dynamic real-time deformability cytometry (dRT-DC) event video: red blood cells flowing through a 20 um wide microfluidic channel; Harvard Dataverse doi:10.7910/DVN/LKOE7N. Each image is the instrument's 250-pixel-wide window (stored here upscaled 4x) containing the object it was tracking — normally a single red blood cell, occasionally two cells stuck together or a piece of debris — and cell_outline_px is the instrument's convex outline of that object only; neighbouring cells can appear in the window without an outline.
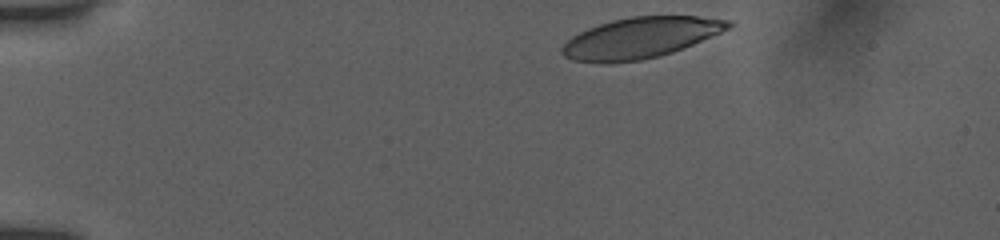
{"species": "human", "species_latin": "Homo sapiens", "temperature_condition": "room temperature", "stored_images_in_passage": 37, "camera_frame_rate_fps": 3000, "um_per_image_px": 0.085, "donor": {"sex": "female"}, "frame": {"image": 1, "passage_image": 1, "time_ms": 0.0, "image_size_px": [1000, 240], "cell_outline_px": [[736, 24], [720, 32], [692, 44], [672, 52], [660, 56], [640, 60], [608, 64], [572, 60], [564, 56], [560, 52], [560, 48], [572, 36], [588, 28], [612, 20], [632, 16], [696, 16], [732, 20]], "centroid_in_image_um": [54.41, 3.22], "position_along_channel_um": 30.6, "area_um2": 39.48}}
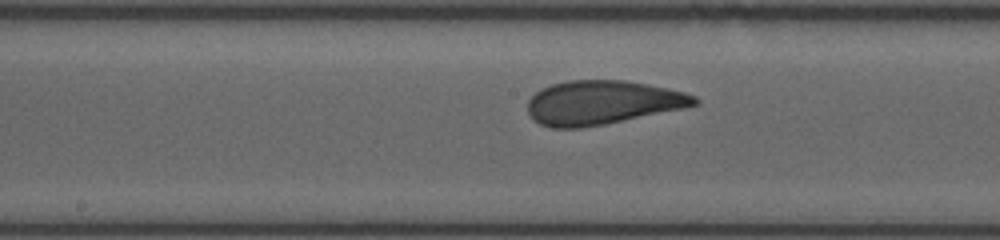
{"frame": {"image": 2, "passage_image": 20, "time_ms": 6.333, "image_size_px": [1000, 240], "cell_outline_px": [[700, 104], [684, 108], [604, 124], [580, 128], [548, 128], [540, 124], [528, 112], [528, 100], [540, 88], [552, 84], [568, 80], [624, 80], [668, 88], [684, 92], [696, 96], [700, 100]], "centroid_in_image_um": [51.2, 8.71], "position_along_channel_um": 197.0, "area_um2": 42.71}}
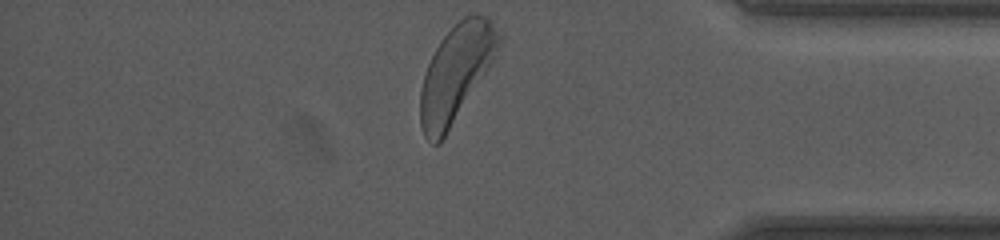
{"frame": {"image": 3, "passage_image": 37, "time_ms": 12.0, "image_size_px": [1000, 240], "cell_outline_px": [[500, 44], [488, 68], [440, 144], [432, 144], [424, 136], [420, 124], [420, 88], [428, 64], [440, 40], [464, 16], [484, 16], [488, 20], [500, 36]], "centroid_in_image_um": [38.7, 6.28], "position_along_channel_um": 396.5, "area_um2": 42.77}, "authors_computed_cell_mechanics": {"area_um2": 42.772, "velocity_mm_per_s": 3.884, "shape_relaxation_time_tau1_ms": 5.581, "shape_relaxation_time_tau2_ms": 0.9697, "deformation_change_tau1": 0.1874, "deformation_change_tau2": 0.0907}}